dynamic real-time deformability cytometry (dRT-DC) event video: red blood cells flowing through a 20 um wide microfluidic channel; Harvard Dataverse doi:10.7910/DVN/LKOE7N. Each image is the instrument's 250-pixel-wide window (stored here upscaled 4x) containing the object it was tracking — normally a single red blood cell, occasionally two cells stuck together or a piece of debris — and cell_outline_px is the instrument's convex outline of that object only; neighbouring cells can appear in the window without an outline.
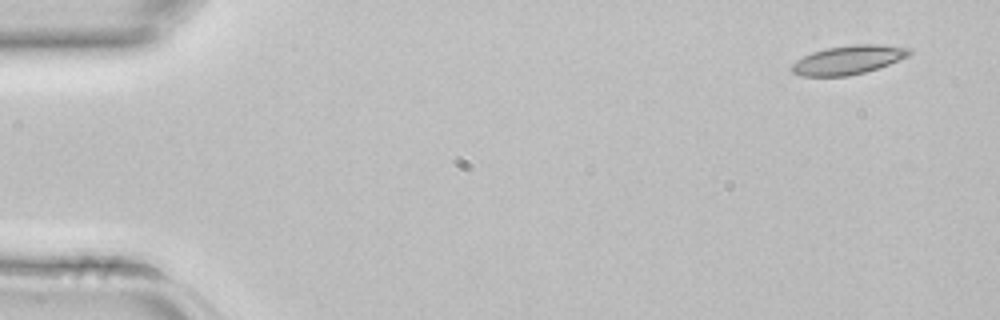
{"species": "common noctule bat (a hibernating species)", "species_latin": "Nyctalus noctula", "temperature_condition": "room temperature", "stored_images_in_passage": 2, "camera_frame_rate_fps": 3000, "um_per_image_px": 0.085, "animal": {"sex": "female", "body_mass_g": 22.7, "forearm_length_mm": 54.2}, "frame": {"image": 1, "passage_image": 1, "time_ms": 0.0, "image_size_px": [1000, 320], "cell_outline_px": [[912, 52], [908, 56], [888, 64], [864, 72], [848, 76], [804, 76], [792, 72], [788, 68], [796, 60], [812, 52], [828, 48], [856, 44], [880, 44], [912, 48]], "centroid_in_image_um": [72.09, 5.08], "position_along_channel_um": 12.9, "area_um2": 19.65}}
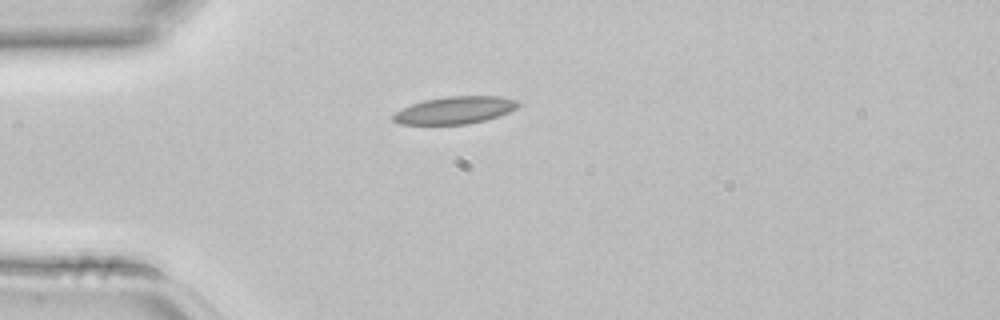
{"frame": {"image": 2, "passage_image": 2, "time_ms": 0.333, "image_size_px": [1000, 320], "cell_outline_px": [[520, 104], [516, 108], [508, 112], [484, 120], [468, 124], [400, 124], [392, 120], [392, 116], [396, 112], [412, 104], [424, 100], [448, 96], [500, 96], [520, 100]], "centroid_in_image_um": [38.69, 9.35], "position_along_channel_um": 46.3, "area_um2": 19.77}}